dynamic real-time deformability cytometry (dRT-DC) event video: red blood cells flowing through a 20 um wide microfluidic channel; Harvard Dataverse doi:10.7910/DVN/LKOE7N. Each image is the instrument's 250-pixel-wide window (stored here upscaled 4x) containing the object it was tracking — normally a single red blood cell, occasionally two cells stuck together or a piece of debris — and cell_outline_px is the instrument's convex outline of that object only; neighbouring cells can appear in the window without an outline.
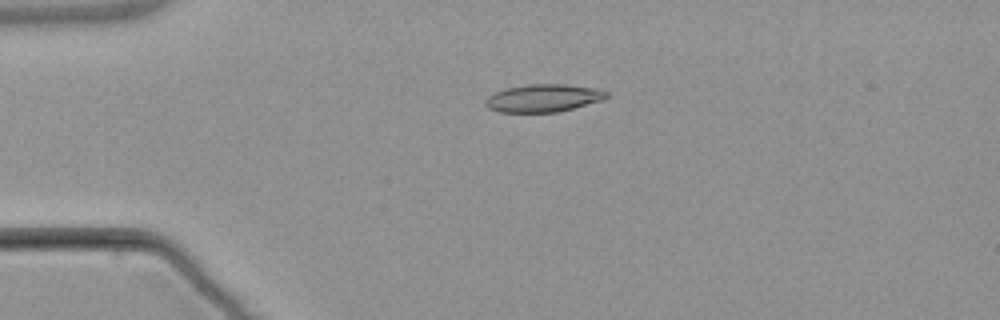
{"species": "common noctule bat (a hibernating species)", "species_latin": "Nyctalus noctula", "temperature_condition": "warm", "stored_images_in_passage": 5, "camera_frame_rate_fps": 3000, "um_per_image_px": 0.085, "animal": {"sex": "male", "body_mass_g": 21.5, "forearm_length_mm": 52.0}, "frame": {"image": 1, "passage_image": 4, "time_ms": 3.667, "image_size_px": [1000, 320], "cell_outline_px": [[608, 96], [600, 100], [572, 108], [556, 112], [500, 112], [488, 108], [484, 104], [484, 100], [488, 96], [496, 92], [508, 88], [528, 84], [568, 84], [596, 88], [608, 92]], "centroid_in_image_um": [46.15, 8.33], "position_along_channel_um": 38.8, "area_um2": 19.36}}